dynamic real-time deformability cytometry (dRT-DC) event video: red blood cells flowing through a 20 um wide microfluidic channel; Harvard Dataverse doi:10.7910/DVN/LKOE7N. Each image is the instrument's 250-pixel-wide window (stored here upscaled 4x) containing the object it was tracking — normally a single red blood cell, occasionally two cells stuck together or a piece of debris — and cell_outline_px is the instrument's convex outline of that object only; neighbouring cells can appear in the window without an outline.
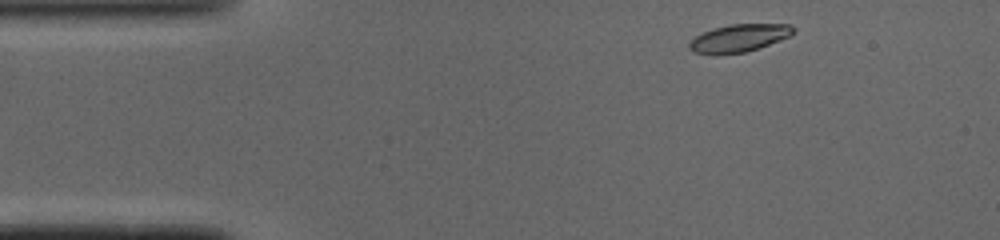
{"species": "common noctule bat (a hibernating species)", "species_latin": "Nyctalus noctula", "temperature_condition": "cold", "stored_images_in_passage": 44, "camera_frame_rate_fps": 3000, "um_per_image_px": 0.085, "animal": {"sex": "male", "body_mass_g": 19.0, "forearm_length_mm": 50.8}, "frame": {"image": 1, "passage_image": 1, "time_ms": 0.0, "image_size_px": [1000, 240], "cell_outline_px": [[796, 28], [788, 36], [768, 44], [744, 52], [692, 52], [688, 48], [688, 44], [696, 36], [704, 32], [728, 24], [792, 24]], "centroid_in_image_um": [62.84, 3.19], "position_along_channel_um": 22.2, "area_um2": 15.95}}
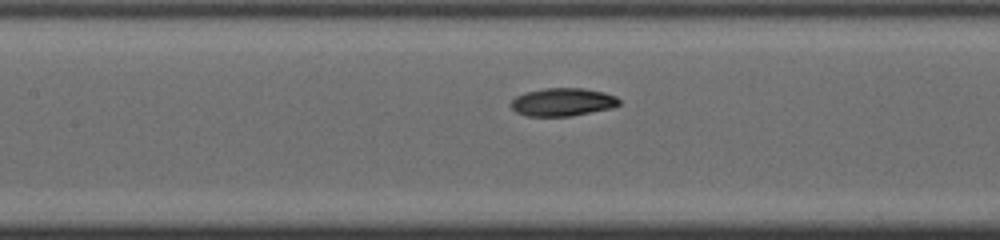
{"frame": {"image": 2, "passage_image": 16, "time_ms": 5.0, "image_size_px": [1000, 240], "cell_outline_px": [[620, 104], [612, 108], [572, 116], [528, 116], [516, 112], [512, 108], [512, 100], [516, 96], [524, 92], [544, 88], [584, 88], [604, 92], [616, 96], [620, 100]], "centroid_in_image_um": [47.84, 8.67], "position_along_channel_um": 159.6, "area_um2": 17.74}}
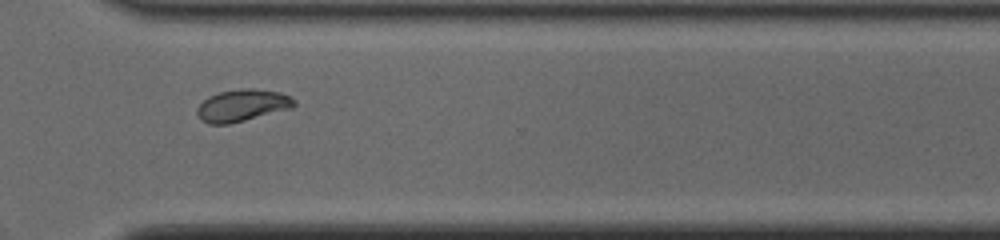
{"frame": {"image": 3, "passage_image": 30, "time_ms": 9.667, "image_size_px": [1000, 240], "cell_outline_px": [[296, 104], [292, 108], [228, 124], [208, 124], [200, 120], [196, 112], [196, 108], [208, 96], [220, 92], [240, 88], [252, 88], [280, 92], [296, 100]], "centroid_in_image_um": [20.57, 8.95], "position_along_channel_um": 350.0, "area_um2": 18.09}, "authors_computed_cell_mechanics": {"area_um2": 17.9469, "velocity_mm_per_s": 4.07, "shape_relaxation_time_tau1_ms": 6.7185, "shape_relaxation_time_tau2_ms": 3.0669, "deformation_change_tau1": 0.1715, "deformation_change_tau2": 0.0648}}